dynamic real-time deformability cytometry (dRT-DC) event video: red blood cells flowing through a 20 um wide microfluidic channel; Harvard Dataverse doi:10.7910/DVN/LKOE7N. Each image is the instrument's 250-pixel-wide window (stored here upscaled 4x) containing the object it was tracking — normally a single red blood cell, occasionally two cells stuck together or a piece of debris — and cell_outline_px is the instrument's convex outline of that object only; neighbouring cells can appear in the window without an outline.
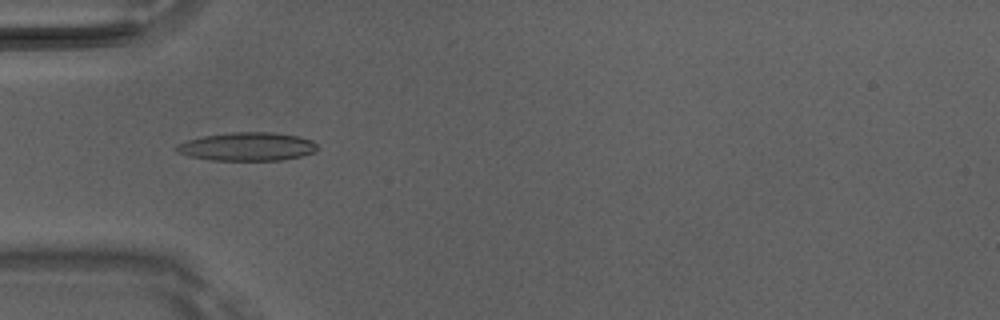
{"species": "Egyptian fruit bat (a non-hibernating species)", "species_latin": "Rousettus aegyptiacus", "temperature_condition": "room temperature", "stored_images_in_passage": 3, "camera_frame_rate_fps": 3000, "um_per_image_px": 0.085, "animal": {"sex": "male"}, "frame": {"image": 1, "passage_image": 1, "time_ms": 0.0, "image_size_px": [1000, 320], "cell_outline_px": [[320, 148], [316, 152], [300, 156], [280, 160], [212, 160], [188, 156], [176, 152], [172, 148], [176, 144], [188, 140], [204, 136], [232, 132], [272, 132], [300, 136], [312, 140]], "centroid_in_image_um": [21.01, 12.46], "position_along_channel_um": 64.0, "area_um2": 23.52}}